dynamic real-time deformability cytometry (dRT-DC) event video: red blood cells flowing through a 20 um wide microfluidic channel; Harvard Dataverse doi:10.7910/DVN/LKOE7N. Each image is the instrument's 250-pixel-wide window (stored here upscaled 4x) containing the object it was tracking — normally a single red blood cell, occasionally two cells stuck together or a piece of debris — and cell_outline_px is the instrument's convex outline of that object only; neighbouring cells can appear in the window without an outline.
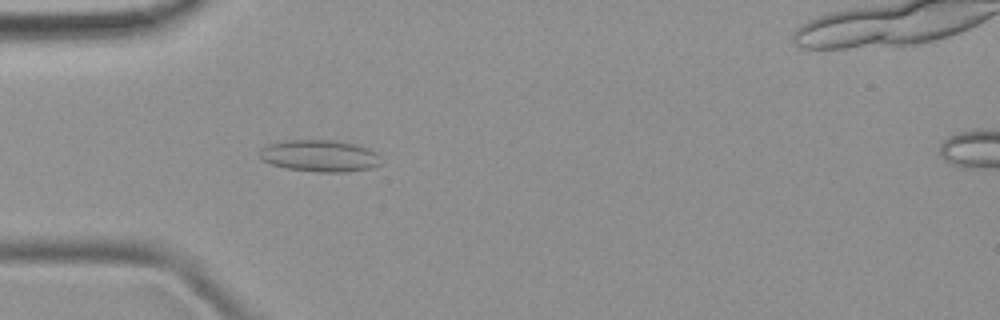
{"species": "common noctule bat (a hibernating species)", "species_latin": "Nyctalus noctula", "temperature_condition": "room temperature", "stored_images_in_passage": 50, "camera_frame_rate_fps": 3000, "um_per_image_px": 0.085, "animal": {"sex": "female", "body_mass_g": 19.9}, "frame": {"image": 1, "passage_image": 15, "time_ms": 4.667, "image_size_px": [1000, 320], "cell_outline_px": [[380, 164], [372, 168], [348, 172], [316, 172], [288, 168], [272, 164], [260, 160], [256, 152], [260, 148], [268, 144], [284, 140], [332, 140], [356, 144], [368, 148], [376, 152]], "centroid_in_image_um": [27.11, 13.24], "position_along_channel_um": 57.9, "area_um2": 22.72}}
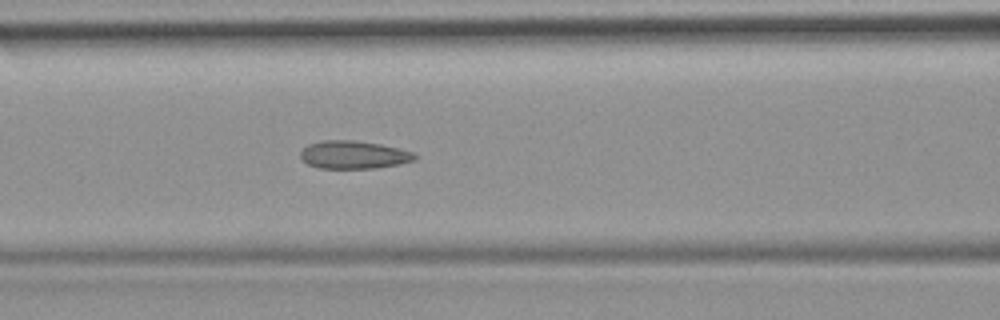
{"frame": {"image": 2, "passage_image": 21, "time_ms": 6.667, "image_size_px": [1000, 320], "cell_outline_px": [[416, 160], [376, 168], [320, 168], [308, 164], [300, 156], [300, 152], [308, 144], [320, 140], [356, 140], [380, 144], [412, 152], [416, 156]], "centroid_in_image_um": [30.02, 13.15], "position_along_channel_um": 136.6, "area_um2": 18.44}}
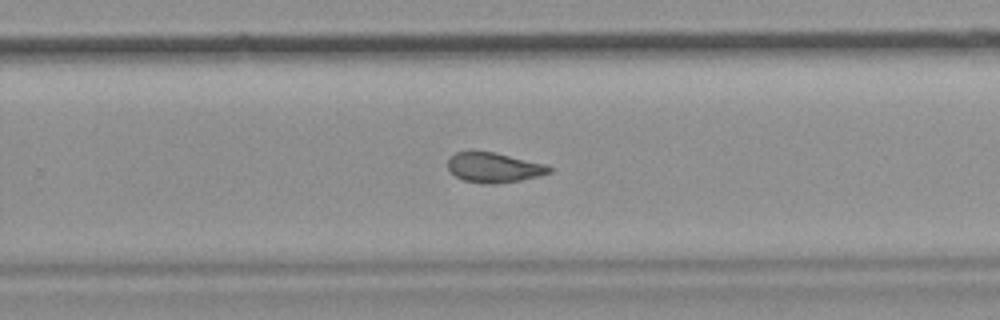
{"frame": {"image": 3, "passage_image": 32, "time_ms": 10.333, "image_size_px": [1000, 320], "cell_outline_px": [[552, 172], [540, 176], [520, 180], [496, 184], [488, 184], [464, 180], [456, 176], [448, 168], [448, 160], [456, 152], [472, 148], [492, 152], [548, 164], [552, 168]], "centroid_in_image_um": [41.99, 14.21], "position_along_channel_um": 287.8, "area_um2": 18.03}}